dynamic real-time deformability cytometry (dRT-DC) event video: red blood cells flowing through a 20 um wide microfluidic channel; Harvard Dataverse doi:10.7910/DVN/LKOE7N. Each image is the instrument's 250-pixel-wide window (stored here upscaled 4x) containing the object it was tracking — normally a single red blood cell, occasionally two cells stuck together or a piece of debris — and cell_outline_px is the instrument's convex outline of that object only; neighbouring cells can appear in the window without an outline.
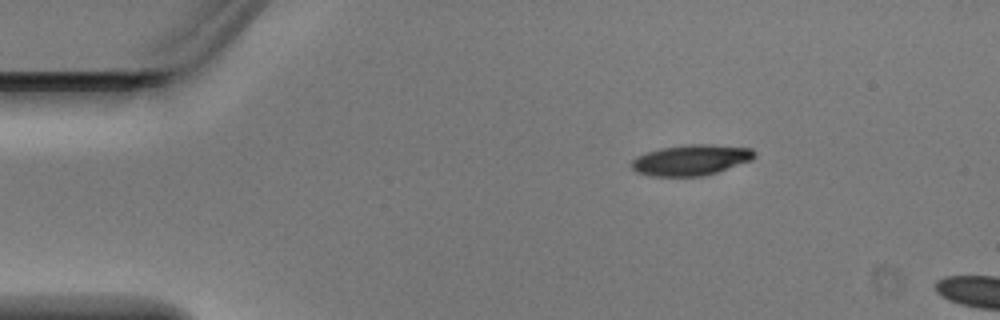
{"species": "Egyptian fruit bat (a non-hibernating species)", "species_latin": "Rousettus aegyptiacus", "temperature_condition": "warm", "stored_images_in_passage": 2, "camera_frame_rate_fps": 3000, "um_per_image_px": 0.085, "animal": {"sex": "male"}, "frame": {"image": 1, "passage_image": 1, "time_ms": 0.0, "image_size_px": [1000, 320], "cell_outline_px": [[756, 156], [752, 160], [704, 176], [648, 176], [636, 172], [628, 164], [636, 156], [660, 148], [688, 144], [712, 144], [752, 148], [756, 152]], "centroid_in_image_um": [58.72, 13.6], "position_along_channel_um": 26.3, "area_um2": 22.2}}